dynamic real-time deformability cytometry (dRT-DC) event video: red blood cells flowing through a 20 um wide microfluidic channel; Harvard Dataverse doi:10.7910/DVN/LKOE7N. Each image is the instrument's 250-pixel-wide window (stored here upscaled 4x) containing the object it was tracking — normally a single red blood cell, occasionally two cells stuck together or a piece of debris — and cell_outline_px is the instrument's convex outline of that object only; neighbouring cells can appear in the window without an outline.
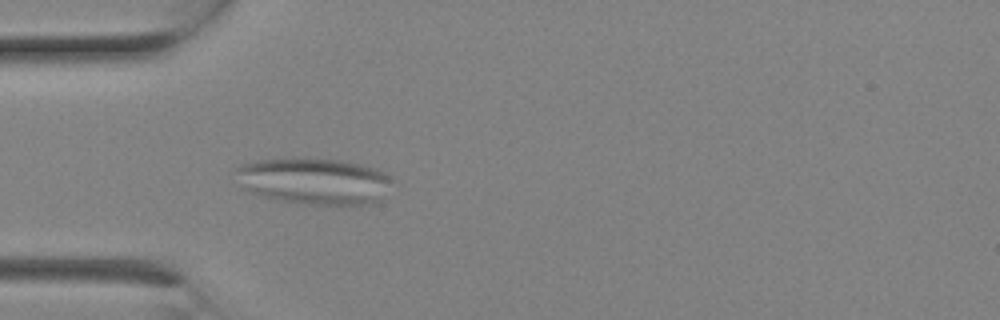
{"species": "Egyptian fruit bat (a non-hibernating species)", "species_latin": "Rousettus aegyptiacus", "temperature_condition": "room temperature", "stored_images_in_passage": 1, "camera_frame_rate_fps": 3000, "um_per_image_px": 0.085, "animal": {"sex": "female"}, "frame": {"image": 1, "passage_image": 1, "time_ms": 0.0, "image_size_px": [1000, 320], "cell_outline_px": [[392, 180], [380, 200], [376, 204], [304, 204], [280, 200], [264, 196], [240, 188], [236, 168], [240, 164], [256, 160], [340, 160], [360, 164], [376, 168], [388, 172], [392, 176]], "centroid_in_image_um": [26.74, 15.41], "position_along_channel_um": 58.3, "area_um2": 41.79}}